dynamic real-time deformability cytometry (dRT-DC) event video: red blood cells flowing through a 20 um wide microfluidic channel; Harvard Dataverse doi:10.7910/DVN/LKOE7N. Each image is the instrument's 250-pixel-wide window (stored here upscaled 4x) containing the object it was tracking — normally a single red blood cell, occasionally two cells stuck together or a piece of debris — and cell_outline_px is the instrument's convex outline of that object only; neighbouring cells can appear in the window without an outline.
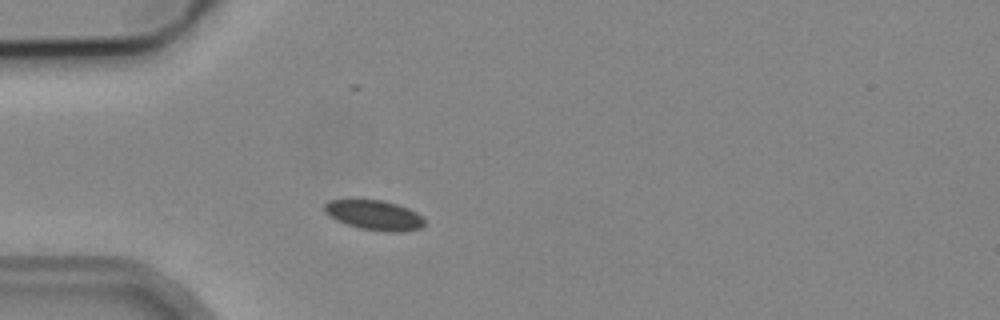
{"species": "common noctule bat (a hibernating species)", "species_latin": "Nyctalus noctula", "temperature_condition": "cold", "stored_images_in_passage": 1, "camera_frame_rate_fps": 3000, "um_per_image_px": 0.085, "animal": {"sex": "male", "body_mass_g": 19.2, "forearm_length_mm": 51.8}, "frame": {"image": 1, "passage_image": 1, "time_ms": 0.0, "image_size_px": [1000, 320], "cell_outline_px": [[424, 224], [420, 228], [400, 232], [384, 232], [360, 228], [336, 220], [328, 216], [324, 212], [324, 204], [328, 200], [380, 200], [396, 204], [408, 208], [416, 212], [424, 220]], "centroid_in_image_um": [31.79, 18.29], "position_along_channel_um": 53.2, "area_um2": 17.28}}